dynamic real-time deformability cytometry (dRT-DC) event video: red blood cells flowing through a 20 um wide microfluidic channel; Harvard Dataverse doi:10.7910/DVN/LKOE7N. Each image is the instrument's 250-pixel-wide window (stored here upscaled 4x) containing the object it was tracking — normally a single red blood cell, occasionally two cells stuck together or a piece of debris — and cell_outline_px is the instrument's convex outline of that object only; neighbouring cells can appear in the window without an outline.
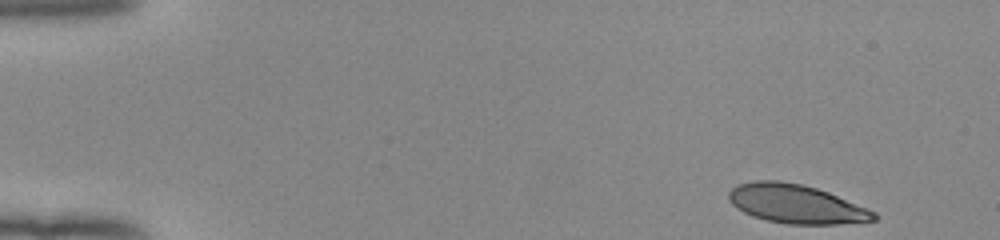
{"species": "human", "species_latin": "Homo sapiens", "temperature_condition": "room temperature", "stored_images_in_passage": 37, "camera_frame_rate_fps": 3000, "um_per_image_px": 0.085, "donor": {"sex": "female"}, "frame": {"image": 1, "passage_image": 1, "time_ms": 0.0, "image_size_px": [1000, 240], "cell_outline_px": [[880, 216], [876, 220], [836, 224], [788, 224], [764, 220], [752, 216], [736, 208], [728, 200], [728, 192], [736, 184], [756, 180], [780, 180], [800, 184], [816, 188], [828, 192], [876, 212]], "centroid_in_image_um": [67.63, 17.33], "position_along_channel_um": 17.4, "area_um2": 32.95}}
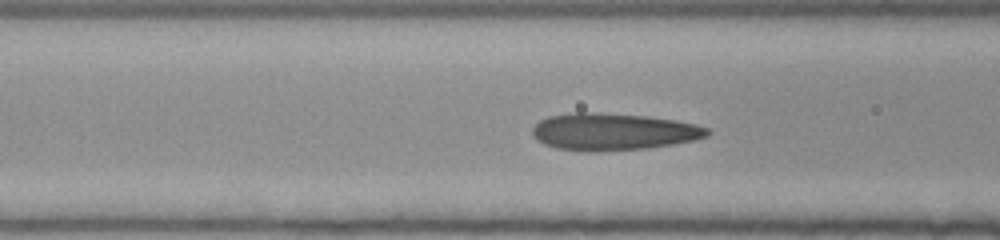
{"frame": {"image": 2, "passage_image": 18, "time_ms": 5.667, "image_size_px": [1000, 240], "cell_outline_px": [[712, 132], [708, 136], [696, 140], [648, 148], [596, 152], [588, 152], [556, 148], [544, 144], [536, 140], [532, 136], [532, 128], [540, 120], [548, 116], [576, 112], [596, 112], [648, 116], [676, 120], [696, 124], [708, 128]], "centroid_in_image_um": [52.13, 11.2], "position_along_channel_um": 114.5, "area_um2": 38.21}}
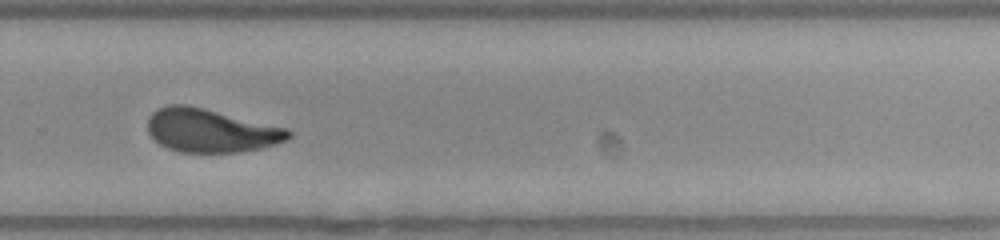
{"frame": {"image": 3, "passage_image": 33, "time_ms": 10.667, "image_size_px": [1000, 240], "cell_outline_px": [[292, 136], [288, 140], [264, 148], [244, 152], [180, 152], [168, 148], [160, 144], [148, 132], [148, 116], [152, 112], [168, 104], [184, 104], [204, 108], [288, 128], [292, 132]], "centroid_in_image_um": [17.96, 11.1], "position_along_channel_um": 311.8, "area_um2": 35.84}}